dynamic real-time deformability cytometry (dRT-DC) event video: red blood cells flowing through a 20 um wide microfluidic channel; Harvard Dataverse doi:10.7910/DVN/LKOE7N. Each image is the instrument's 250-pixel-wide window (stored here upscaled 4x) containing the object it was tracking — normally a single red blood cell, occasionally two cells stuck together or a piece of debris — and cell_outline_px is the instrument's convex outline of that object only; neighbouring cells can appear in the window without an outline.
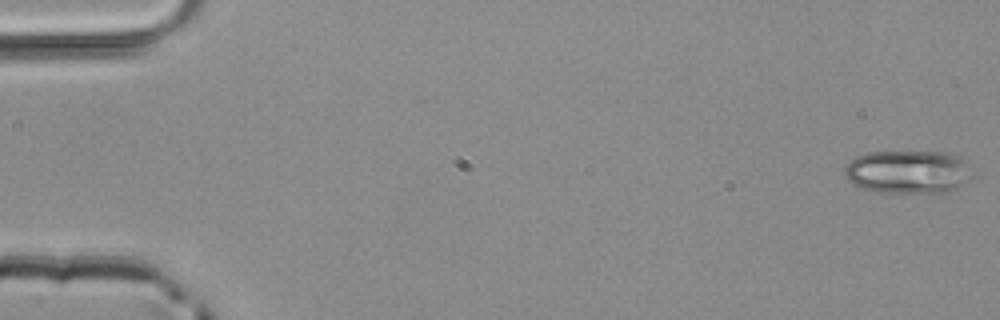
{"species": "common noctule bat (a hibernating species)", "species_latin": "Nyctalus noctula", "temperature_condition": "room temperature", "stored_images_in_passage": 49, "camera_frame_rate_fps": 3000, "um_per_image_px": 0.085, "animal": {"sex": "male", "body_mass_g": 20.4}, "frame": {"image": 1, "passage_image": 1, "time_ms": 0.0, "image_size_px": [1000, 320], "cell_outline_px": [[972, 176], [968, 180], [956, 188], [948, 192], [876, 192], [852, 184], [844, 176], [844, 168], [856, 156], [868, 152], [944, 152], [960, 156]], "centroid_in_image_um": [77.14, 14.61], "position_along_channel_um": 7.9, "area_um2": 31.91}}
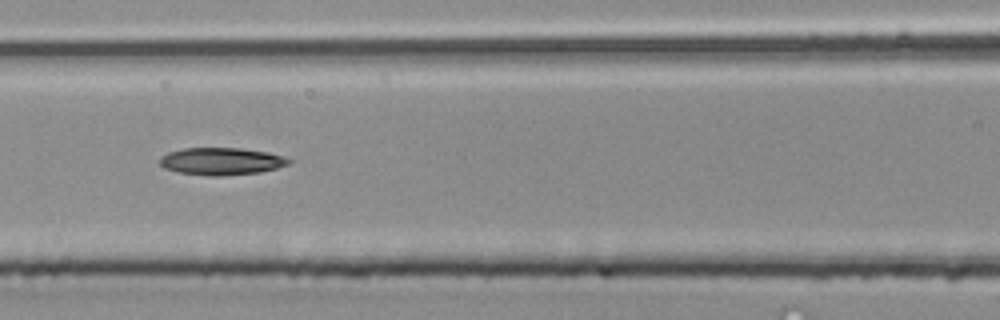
{"frame": {"image": 2, "passage_image": 22, "time_ms": 7.0, "image_size_px": [1000, 320], "cell_outline_px": [[292, 164], [260, 172], [216, 176], [212, 176], [180, 172], [164, 168], [160, 164], [160, 156], [168, 152], [184, 148], [240, 148], [268, 152], [284, 156], [292, 160]], "centroid_in_image_um": [18.85, 13.7], "position_along_channel_um": 147.8, "area_um2": 20.52}}
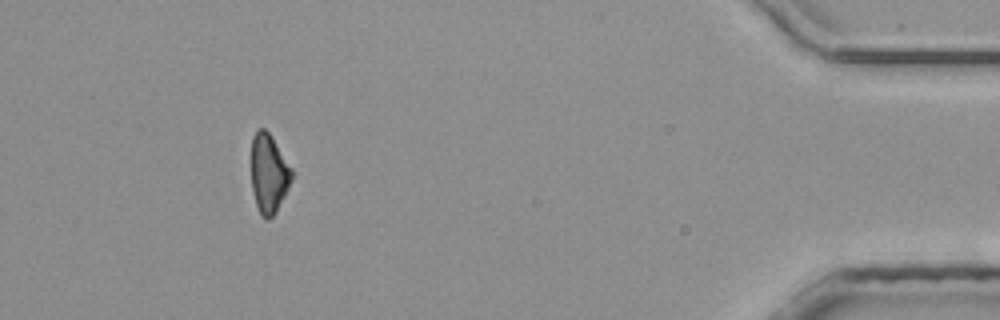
{"frame": {"image": 3, "passage_image": 45, "time_ms": 14.667, "image_size_px": [1000, 320], "cell_outline_px": [[292, 180], [276, 212], [268, 220], [260, 216], [256, 204], [252, 188], [252, 136], [256, 128], [264, 128], [272, 136], [292, 168]], "centroid_in_image_um": [22.85, 14.73], "position_along_channel_um": 412.4, "area_um2": 18.67}}